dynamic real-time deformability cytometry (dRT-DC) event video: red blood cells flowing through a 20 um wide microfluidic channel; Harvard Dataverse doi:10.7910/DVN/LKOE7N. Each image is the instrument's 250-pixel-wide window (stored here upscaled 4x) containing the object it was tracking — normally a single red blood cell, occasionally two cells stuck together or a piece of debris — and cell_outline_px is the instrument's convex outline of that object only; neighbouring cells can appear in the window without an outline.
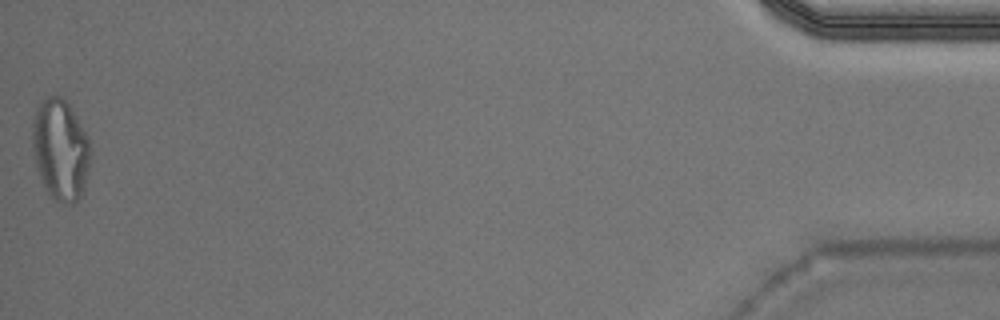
{"species": "Egyptian fruit bat (a non-hibernating species)", "species_latin": "Rousettus aegyptiacus", "temperature_condition": "warm", "stored_images_in_passage": 39, "segment_of_instrument_passage": [2, 2], "camera_frame_rate_fps": 3000, "um_per_image_px": 0.085, "animal": {"sex": "male"}, "frame": {"image": 1, "passage_image": 39, "time_ms": 12.667, "image_size_px": [1000, 320], "cell_outline_px": [[92, 156], [84, 192], [72, 204], [68, 204], [56, 200], [48, 192], [36, 168], [32, 144], [32, 120], [36, 108], [48, 96], [60, 96], [68, 104], [76, 116], [88, 136], [92, 148]], "centroid_in_image_um": [5.17, 12.73], "position_along_channel_um": 430.0, "area_um2": 34.45}}